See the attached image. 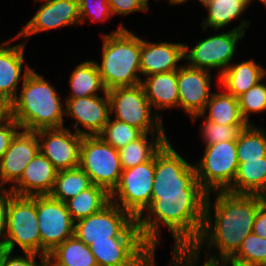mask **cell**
Returning <instances> with one entry per match:
<instances>
[{
  "mask_svg": "<svg viewBox=\"0 0 266 266\" xmlns=\"http://www.w3.org/2000/svg\"><path fill=\"white\" fill-rule=\"evenodd\" d=\"M215 195L213 204L210 202V193L207 195L203 227L192 247L198 253H201L204 246L210 248L205 257L218 265L229 261L237 253L243 240L253 232L258 208L266 197L227 191H218ZM211 209H214V216L211 215ZM212 248H216L220 256L217 253L208 255Z\"/></svg>",
  "mask_w": 266,
  "mask_h": 266,
  "instance_id": "cell-1",
  "label": "cell"
},
{
  "mask_svg": "<svg viewBox=\"0 0 266 266\" xmlns=\"http://www.w3.org/2000/svg\"><path fill=\"white\" fill-rule=\"evenodd\" d=\"M207 195L151 196L144 216L136 219L144 241L150 247L160 244V226L168 228L174 247L192 246L200 236Z\"/></svg>",
  "mask_w": 266,
  "mask_h": 266,
  "instance_id": "cell-2",
  "label": "cell"
},
{
  "mask_svg": "<svg viewBox=\"0 0 266 266\" xmlns=\"http://www.w3.org/2000/svg\"><path fill=\"white\" fill-rule=\"evenodd\" d=\"M32 69L22 82L20 95L10 104V116L21 130L63 128L65 108L56 88Z\"/></svg>",
  "mask_w": 266,
  "mask_h": 266,
  "instance_id": "cell-3",
  "label": "cell"
},
{
  "mask_svg": "<svg viewBox=\"0 0 266 266\" xmlns=\"http://www.w3.org/2000/svg\"><path fill=\"white\" fill-rule=\"evenodd\" d=\"M103 39L101 64L96 65L106 90L141 84V38L123 27L101 34Z\"/></svg>",
  "mask_w": 266,
  "mask_h": 266,
  "instance_id": "cell-4",
  "label": "cell"
},
{
  "mask_svg": "<svg viewBox=\"0 0 266 266\" xmlns=\"http://www.w3.org/2000/svg\"><path fill=\"white\" fill-rule=\"evenodd\" d=\"M208 195L196 178L194 163H188L169 140L155 154L152 196Z\"/></svg>",
  "mask_w": 266,
  "mask_h": 266,
  "instance_id": "cell-5",
  "label": "cell"
},
{
  "mask_svg": "<svg viewBox=\"0 0 266 266\" xmlns=\"http://www.w3.org/2000/svg\"><path fill=\"white\" fill-rule=\"evenodd\" d=\"M18 245L23 253L41 255V239L38 228L37 195L12 194L8 200L6 217L7 251L13 253Z\"/></svg>",
  "mask_w": 266,
  "mask_h": 266,
  "instance_id": "cell-6",
  "label": "cell"
},
{
  "mask_svg": "<svg viewBox=\"0 0 266 266\" xmlns=\"http://www.w3.org/2000/svg\"><path fill=\"white\" fill-rule=\"evenodd\" d=\"M240 24L229 32H223L203 38L191 49L184 44V61L186 65L205 69H219L217 80L223 71L230 65L236 53L237 42L245 36L249 28V20L239 19Z\"/></svg>",
  "mask_w": 266,
  "mask_h": 266,
  "instance_id": "cell-7",
  "label": "cell"
},
{
  "mask_svg": "<svg viewBox=\"0 0 266 266\" xmlns=\"http://www.w3.org/2000/svg\"><path fill=\"white\" fill-rule=\"evenodd\" d=\"M74 236L87 246L113 237H142L136 219L112 201L93 215L74 222Z\"/></svg>",
  "mask_w": 266,
  "mask_h": 266,
  "instance_id": "cell-8",
  "label": "cell"
},
{
  "mask_svg": "<svg viewBox=\"0 0 266 266\" xmlns=\"http://www.w3.org/2000/svg\"><path fill=\"white\" fill-rule=\"evenodd\" d=\"M110 114L115 112L118 121L125 122L143 133L166 134L163 118L152 111L141 84L131 87H117L107 91ZM154 112V113H152ZM154 114V115H153Z\"/></svg>",
  "mask_w": 266,
  "mask_h": 266,
  "instance_id": "cell-9",
  "label": "cell"
},
{
  "mask_svg": "<svg viewBox=\"0 0 266 266\" xmlns=\"http://www.w3.org/2000/svg\"><path fill=\"white\" fill-rule=\"evenodd\" d=\"M196 163V178L208 194L212 190V193L227 191L234 181L239 164L236 140L207 145L202 159Z\"/></svg>",
  "mask_w": 266,
  "mask_h": 266,
  "instance_id": "cell-10",
  "label": "cell"
},
{
  "mask_svg": "<svg viewBox=\"0 0 266 266\" xmlns=\"http://www.w3.org/2000/svg\"><path fill=\"white\" fill-rule=\"evenodd\" d=\"M79 167L89 175L92 184L104 188L109 194L118 185L122 173L118 149L98 135L83 136Z\"/></svg>",
  "mask_w": 266,
  "mask_h": 266,
  "instance_id": "cell-11",
  "label": "cell"
},
{
  "mask_svg": "<svg viewBox=\"0 0 266 266\" xmlns=\"http://www.w3.org/2000/svg\"><path fill=\"white\" fill-rule=\"evenodd\" d=\"M154 174L155 156L143 164L123 169L110 201L137 219L151 203Z\"/></svg>",
  "mask_w": 266,
  "mask_h": 266,
  "instance_id": "cell-12",
  "label": "cell"
},
{
  "mask_svg": "<svg viewBox=\"0 0 266 266\" xmlns=\"http://www.w3.org/2000/svg\"><path fill=\"white\" fill-rule=\"evenodd\" d=\"M41 255L48 256L58 245L74 236V221L66 203L49 195H37Z\"/></svg>",
  "mask_w": 266,
  "mask_h": 266,
  "instance_id": "cell-13",
  "label": "cell"
},
{
  "mask_svg": "<svg viewBox=\"0 0 266 266\" xmlns=\"http://www.w3.org/2000/svg\"><path fill=\"white\" fill-rule=\"evenodd\" d=\"M39 141V151L59 170L79 167L83 135L69 128H51L34 131Z\"/></svg>",
  "mask_w": 266,
  "mask_h": 266,
  "instance_id": "cell-14",
  "label": "cell"
},
{
  "mask_svg": "<svg viewBox=\"0 0 266 266\" xmlns=\"http://www.w3.org/2000/svg\"><path fill=\"white\" fill-rule=\"evenodd\" d=\"M89 248L98 266H144L150 246L143 237H113Z\"/></svg>",
  "mask_w": 266,
  "mask_h": 266,
  "instance_id": "cell-15",
  "label": "cell"
},
{
  "mask_svg": "<svg viewBox=\"0 0 266 266\" xmlns=\"http://www.w3.org/2000/svg\"><path fill=\"white\" fill-rule=\"evenodd\" d=\"M38 0H34L37 3ZM44 1L32 19L23 26L17 36L29 38L51 29L79 25L80 13L78 0H40Z\"/></svg>",
  "mask_w": 266,
  "mask_h": 266,
  "instance_id": "cell-16",
  "label": "cell"
},
{
  "mask_svg": "<svg viewBox=\"0 0 266 266\" xmlns=\"http://www.w3.org/2000/svg\"><path fill=\"white\" fill-rule=\"evenodd\" d=\"M65 102V115L76 120L73 127L75 132L80 135H98L110 118L108 93H104L103 96L66 98ZM79 123L86 131L80 128Z\"/></svg>",
  "mask_w": 266,
  "mask_h": 266,
  "instance_id": "cell-17",
  "label": "cell"
},
{
  "mask_svg": "<svg viewBox=\"0 0 266 266\" xmlns=\"http://www.w3.org/2000/svg\"><path fill=\"white\" fill-rule=\"evenodd\" d=\"M211 77L210 71L193 68L186 64L177 70L179 107L190 118L203 113L213 93L211 92Z\"/></svg>",
  "mask_w": 266,
  "mask_h": 266,
  "instance_id": "cell-18",
  "label": "cell"
},
{
  "mask_svg": "<svg viewBox=\"0 0 266 266\" xmlns=\"http://www.w3.org/2000/svg\"><path fill=\"white\" fill-rule=\"evenodd\" d=\"M39 152V141L34 131L20 130L0 160V186L12 187L22 176L28 163Z\"/></svg>",
  "mask_w": 266,
  "mask_h": 266,
  "instance_id": "cell-19",
  "label": "cell"
},
{
  "mask_svg": "<svg viewBox=\"0 0 266 266\" xmlns=\"http://www.w3.org/2000/svg\"><path fill=\"white\" fill-rule=\"evenodd\" d=\"M19 39L17 35L8 41L0 43V100L7 104H11L18 96V83L23 81L27 74L32 70L26 63L23 70L25 41L17 45L11 46L10 43ZM22 70L24 71L22 75Z\"/></svg>",
  "mask_w": 266,
  "mask_h": 266,
  "instance_id": "cell-20",
  "label": "cell"
},
{
  "mask_svg": "<svg viewBox=\"0 0 266 266\" xmlns=\"http://www.w3.org/2000/svg\"><path fill=\"white\" fill-rule=\"evenodd\" d=\"M184 60V43L149 42L141 38L140 74H152L178 70Z\"/></svg>",
  "mask_w": 266,
  "mask_h": 266,
  "instance_id": "cell-21",
  "label": "cell"
},
{
  "mask_svg": "<svg viewBox=\"0 0 266 266\" xmlns=\"http://www.w3.org/2000/svg\"><path fill=\"white\" fill-rule=\"evenodd\" d=\"M57 171L39 151L26 166L21 178L9 190L19 196L48 195L53 188Z\"/></svg>",
  "mask_w": 266,
  "mask_h": 266,
  "instance_id": "cell-22",
  "label": "cell"
},
{
  "mask_svg": "<svg viewBox=\"0 0 266 266\" xmlns=\"http://www.w3.org/2000/svg\"><path fill=\"white\" fill-rule=\"evenodd\" d=\"M266 77V69L252 58L230 64L219 76V85L227 93L238 98Z\"/></svg>",
  "mask_w": 266,
  "mask_h": 266,
  "instance_id": "cell-23",
  "label": "cell"
},
{
  "mask_svg": "<svg viewBox=\"0 0 266 266\" xmlns=\"http://www.w3.org/2000/svg\"><path fill=\"white\" fill-rule=\"evenodd\" d=\"M141 85L155 112L179 107L177 70L144 77Z\"/></svg>",
  "mask_w": 266,
  "mask_h": 266,
  "instance_id": "cell-24",
  "label": "cell"
},
{
  "mask_svg": "<svg viewBox=\"0 0 266 266\" xmlns=\"http://www.w3.org/2000/svg\"><path fill=\"white\" fill-rule=\"evenodd\" d=\"M227 192L266 197V157L239 163L234 181Z\"/></svg>",
  "mask_w": 266,
  "mask_h": 266,
  "instance_id": "cell-25",
  "label": "cell"
},
{
  "mask_svg": "<svg viewBox=\"0 0 266 266\" xmlns=\"http://www.w3.org/2000/svg\"><path fill=\"white\" fill-rule=\"evenodd\" d=\"M213 92L202 114H197L190 119L195 123L199 117H204L210 122L222 125H248L243 119L238 98L232 94ZM209 111L208 115H206Z\"/></svg>",
  "mask_w": 266,
  "mask_h": 266,
  "instance_id": "cell-26",
  "label": "cell"
},
{
  "mask_svg": "<svg viewBox=\"0 0 266 266\" xmlns=\"http://www.w3.org/2000/svg\"><path fill=\"white\" fill-rule=\"evenodd\" d=\"M149 135V133H144L137 140L118 150L122 170L150 161L168 141L166 134H157L156 136L155 133H151V139L148 140Z\"/></svg>",
  "mask_w": 266,
  "mask_h": 266,
  "instance_id": "cell-27",
  "label": "cell"
},
{
  "mask_svg": "<svg viewBox=\"0 0 266 266\" xmlns=\"http://www.w3.org/2000/svg\"><path fill=\"white\" fill-rule=\"evenodd\" d=\"M69 85L71 92L66 98L94 96L98 95V91L103 94L107 93L94 60H88L77 65L70 76Z\"/></svg>",
  "mask_w": 266,
  "mask_h": 266,
  "instance_id": "cell-28",
  "label": "cell"
},
{
  "mask_svg": "<svg viewBox=\"0 0 266 266\" xmlns=\"http://www.w3.org/2000/svg\"><path fill=\"white\" fill-rule=\"evenodd\" d=\"M207 9V17H204L201 28L220 30L224 26L238 19L249 6L243 0H200Z\"/></svg>",
  "mask_w": 266,
  "mask_h": 266,
  "instance_id": "cell-29",
  "label": "cell"
},
{
  "mask_svg": "<svg viewBox=\"0 0 266 266\" xmlns=\"http://www.w3.org/2000/svg\"><path fill=\"white\" fill-rule=\"evenodd\" d=\"M110 202V194L102 187L92 185L66 201L68 212L74 222L93 215Z\"/></svg>",
  "mask_w": 266,
  "mask_h": 266,
  "instance_id": "cell-30",
  "label": "cell"
},
{
  "mask_svg": "<svg viewBox=\"0 0 266 266\" xmlns=\"http://www.w3.org/2000/svg\"><path fill=\"white\" fill-rule=\"evenodd\" d=\"M92 185L89 175L80 167L59 170L48 195L53 199L66 202Z\"/></svg>",
  "mask_w": 266,
  "mask_h": 266,
  "instance_id": "cell-31",
  "label": "cell"
},
{
  "mask_svg": "<svg viewBox=\"0 0 266 266\" xmlns=\"http://www.w3.org/2000/svg\"><path fill=\"white\" fill-rule=\"evenodd\" d=\"M48 256L59 266H98L89 246L72 236Z\"/></svg>",
  "mask_w": 266,
  "mask_h": 266,
  "instance_id": "cell-32",
  "label": "cell"
},
{
  "mask_svg": "<svg viewBox=\"0 0 266 266\" xmlns=\"http://www.w3.org/2000/svg\"><path fill=\"white\" fill-rule=\"evenodd\" d=\"M238 163L266 157V132L254 124L241 129L236 139Z\"/></svg>",
  "mask_w": 266,
  "mask_h": 266,
  "instance_id": "cell-33",
  "label": "cell"
},
{
  "mask_svg": "<svg viewBox=\"0 0 266 266\" xmlns=\"http://www.w3.org/2000/svg\"><path fill=\"white\" fill-rule=\"evenodd\" d=\"M229 262L247 266H266V238L250 233Z\"/></svg>",
  "mask_w": 266,
  "mask_h": 266,
  "instance_id": "cell-34",
  "label": "cell"
},
{
  "mask_svg": "<svg viewBox=\"0 0 266 266\" xmlns=\"http://www.w3.org/2000/svg\"><path fill=\"white\" fill-rule=\"evenodd\" d=\"M143 134L144 133L141 130L130 126L125 122H121L116 119L111 120L110 117L98 136L105 143L119 150L130 142L137 140Z\"/></svg>",
  "mask_w": 266,
  "mask_h": 266,
  "instance_id": "cell-35",
  "label": "cell"
},
{
  "mask_svg": "<svg viewBox=\"0 0 266 266\" xmlns=\"http://www.w3.org/2000/svg\"><path fill=\"white\" fill-rule=\"evenodd\" d=\"M156 247H150L146 257L147 266H156L155 263V250ZM171 263L169 266H198L200 253H198L192 246H173ZM201 266H216L209 259H205V262Z\"/></svg>",
  "mask_w": 266,
  "mask_h": 266,
  "instance_id": "cell-36",
  "label": "cell"
},
{
  "mask_svg": "<svg viewBox=\"0 0 266 266\" xmlns=\"http://www.w3.org/2000/svg\"><path fill=\"white\" fill-rule=\"evenodd\" d=\"M240 111L243 119L250 123L249 116L266 110V85L258 82L248 91L238 97ZM251 113V114H250Z\"/></svg>",
  "mask_w": 266,
  "mask_h": 266,
  "instance_id": "cell-37",
  "label": "cell"
},
{
  "mask_svg": "<svg viewBox=\"0 0 266 266\" xmlns=\"http://www.w3.org/2000/svg\"><path fill=\"white\" fill-rule=\"evenodd\" d=\"M201 135L206 146L224 142L228 140H236L241 129L247 125H222L210 122L203 117Z\"/></svg>",
  "mask_w": 266,
  "mask_h": 266,
  "instance_id": "cell-38",
  "label": "cell"
},
{
  "mask_svg": "<svg viewBox=\"0 0 266 266\" xmlns=\"http://www.w3.org/2000/svg\"><path fill=\"white\" fill-rule=\"evenodd\" d=\"M78 2L80 24L85 23L87 17H90L92 22H106L113 16L107 0H78Z\"/></svg>",
  "mask_w": 266,
  "mask_h": 266,
  "instance_id": "cell-39",
  "label": "cell"
},
{
  "mask_svg": "<svg viewBox=\"0 0 266 266\" xmlns=\"http://www.w3.org/2000/svg\"><path fill=\"white\" fill-rule=\"evenodd\" d=\"M111 12L114 15H128L133 12H147L149 9V0H107Z\"/></svg>",
  "mask_w": 266,
  "mask_h": 266,
  "instance_id": "cell-40",
  "label": "cell"
},
{
  "mask_svg": "<svg viewBox=\"0 0 266 266\" xmlns=\"http://www.w3.org/2000/svg\"><path fill=\"white\" fill-rule=\"evenodd\" d=\"M21 256L12 257V252L6 251L0 266H45L47 256L36 253H24ZM36 256L41 257L40 264L36 262Z\"/></svg>",
  "mask_w": 266,
  "mask_h": 266,
  "instance_id": "cell-41",
  "label": "cell"
},
{
  "mask_svg": "<svg viewBox=\"0 0 266 266\" xmlns=\"http://www.w3.org/2000/svg\"><path fill=\"white\" fill-rule=\"evenodd\" d=\"M19 129L21 130L19 124L11 116L0 125V160Z\"/></svg>",
  "mask_w": 266,
  "mask_h": 266,
  "instance_id": "cell-42",
  "label": "cell"
},
{
  "mask_svg": "<svg viewBox=\"0 0 266 266\" xmlns=\"http://www.w3.org/2000/svg\"><path fill=\"white\" fill-rule=\"evenodd\" d=\"M13 193L9 188L0 189V246H5L6 242V217L8 200Z\"/></svg>",
  "mask_w": 266,
  "mask_h": 266,
  "instance_id": "cell-43",
  "label": "cell"
},
{
  "mask_svg": "<svg viewBox=\"0 0 266 266\" xmlns=\"http://www.w3.org/2000/svg\"><path fill=\"white\" fill-rule=\"evenodd\" d=\"M253 233L266 238V200L260 205L253 224Z\"/></svg>",
  "mask_w": 266,
  "mask_h": 266,
  "instance_id": "cell-44",
  "label": "cell"
},
{
  "mask_svg": "<svg viewBox=\"0 0 266 266\" xmlns=\"http://www.w3.org/2000/svg\"><path fill=\"white\" fill-rule=\"evenodd\" d=\"M10 117V105L0 100V125Z\"/></svg>",
  "mask_w": 266,
  "mask_h": 266,
  "instance_id": "cell-45",
  "label": "cell"
},
{
  "mask_svg": "<svg viewBox=\"0 0 266 266\" xmlns=\"http://www.w3.org/2000/svg\"><path fill=\"white\" fill-rule=\"evenodd\" d=\"M218 266H247V265H241L235 262L225 261V262H222L221 264H218Z\"/></svg>",
  "mask_w": 266,
  "mask_h": 266,
  "instance_id": "cell-46",
  "label": "cell"
},
{
  "mask_svg": "<svg viewBox=\"0 0 266 266\" xmlns=\"http://www.w3.org/2000/svg\"><path fill=\"white\" fill-rule=\"evenodd\" d=\"M158 1V0H156ZM169 5H178V4H182V3H185L187 0H167ZM200 2V0H199Z\"/></svg>",
  "mask_w": 266,
  "mask_h": 266,
  "instance_id": "cell-47",
  "label": "cell"
},
{
  "mask_svg": "<svg viewBox=\"0 0 266 266\" xmlns=\"http://www.w3.org/2000/svg\"><path fill=\"white\" fill-rule=\"evenodd\" d=\"M45 266H59L49 256L46 258Z\"/></svg>",
  "mask_w": 266,
  "mask_h": 266,
  "instance_id": "cell-48",
  "label": "cell"
},
{
  "mask_svg": "<svg viewBox=\"0 0 266 266\" xmlns=\"http://www.w3.org/2000/svg\"><path fill=\"white\" fill-rule=\"evenodd\" d=\"M6 251H7V248L5 246H0V265H1L2 258Z\"/></svg>",
  "mask_w": 266,
  "mask_h": 266,
  "instance_id": "cell-49",
  "label": "cell"
},
{
  "mask_svg": "<svg viewBox=\"0 0 266 266\" xmlns=\"http://www.w3.org/2000/svg\"><path fill=\"white\" fill-rule=\"evenodd\" d=\"M245 3H247L249 6H250V3L253 1V0H243Z\"/></svg>",
  "mask_w": 266,
  "mask_h": 266,
  "instance_id": "cell-50",
  "label": "cell"
},
{
  "mask_svg": "<svg viewBox=\"0 0 266 266\" xmlns=\"http://www.w3.org/2000/svg\"><path fill=\"white\" fill-rule=\"evenodd\" d=\"M259 1L262 2L266 6V0H259Z\"/></svg>",
  "mask_w": 266,
  "mask_h": 266,
  "instance_id": "cell-51",
  "label": "cell"
}]
</instances>
